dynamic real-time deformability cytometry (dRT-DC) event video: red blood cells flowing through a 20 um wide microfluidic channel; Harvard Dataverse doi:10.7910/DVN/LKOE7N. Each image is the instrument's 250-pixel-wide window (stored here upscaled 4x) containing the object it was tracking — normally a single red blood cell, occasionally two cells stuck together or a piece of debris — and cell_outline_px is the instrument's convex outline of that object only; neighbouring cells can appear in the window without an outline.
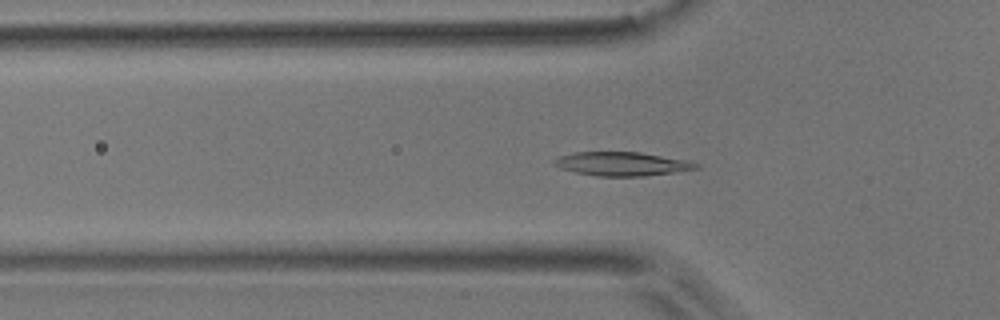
{"species": "common noctule bat (a hibernating species)", "species_latin": "Nyctalus noctula", "temperature_condition": "room temperature", "stored_images_in_passage": 44, "camera_frame_rate_fps": 3000, "um_per_image_px": 0.085, "animal": {"sex": "male", "body_mass_g": 17.9}, "frame": {"image": 1, "passage_image": 18, "time_ms": 5.667, "image_size_px": [1000, 320], "cell_outline_px": [[700, 168], [644, 176], [596, 176], [576, 172], [560, 168], [552, 164], [552, 160], [560, 156], [572, 152], [640, 152], [688, 160], [700, 164]], "centroid_in_image_um": [52.85, 13.92], "position_along_channel_um": 73.0, "area_um2": 19.71}}
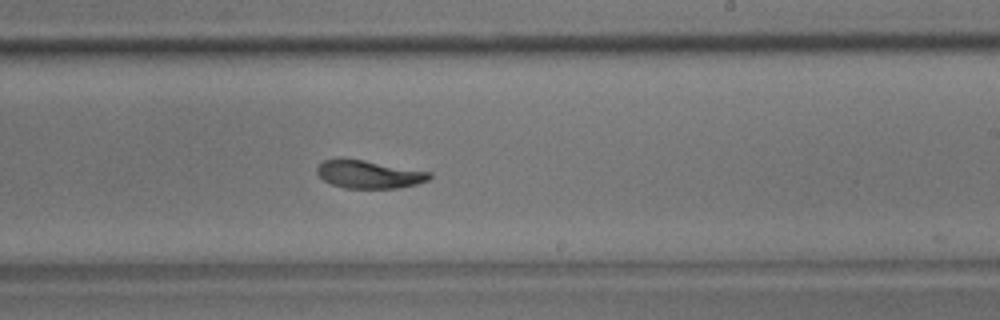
{"frame": {"image": 2, "passage_image": 33, "time_ms": 10.667, "image_size_px": [1000, 320], "cell_outline_px": [[432, 176], [428, 180], [416, 184], [396, 188], [344, 188], [332, 184], [324, 180], [316, 172], [316, 168], [324, 160], [364, 160], [432, 172]], "centroid_in_image_um": [31.4, 14.83], "position_along_channel_um": 257.6, "area_um2": 17.98}}
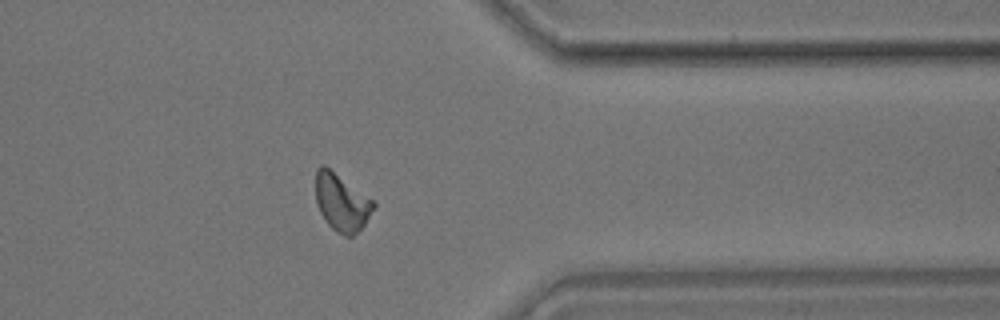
{"frame": {"image": 3, "passage_image": 44, "time_ms": 14.333, "image_size_px": [1000, 320], "cell_outline_px": [[376, 204], [364, 224], [352, 236], [344, 236], [332, 228], [328, 224], [320, 212], [316, 204], [316, 168], [320, 164], [324, 164], [372, 200]], "centroid_in_image_um": [29.0, 17.19], "position_along_channel_um": 382.4, "area_um2": 18.9}, "authors_computed_cell_mechanics": {"area_um2": 19.074, "velocity_mm_per_s": 3.6903, "shape_relaxation_time_tau1_ms": 3.8134, "shape_relaxation_time_tau2_ms": 1.9369, "deformation_change_tau1": 0.1471, "deformation_change_tau2": 0.0681}}